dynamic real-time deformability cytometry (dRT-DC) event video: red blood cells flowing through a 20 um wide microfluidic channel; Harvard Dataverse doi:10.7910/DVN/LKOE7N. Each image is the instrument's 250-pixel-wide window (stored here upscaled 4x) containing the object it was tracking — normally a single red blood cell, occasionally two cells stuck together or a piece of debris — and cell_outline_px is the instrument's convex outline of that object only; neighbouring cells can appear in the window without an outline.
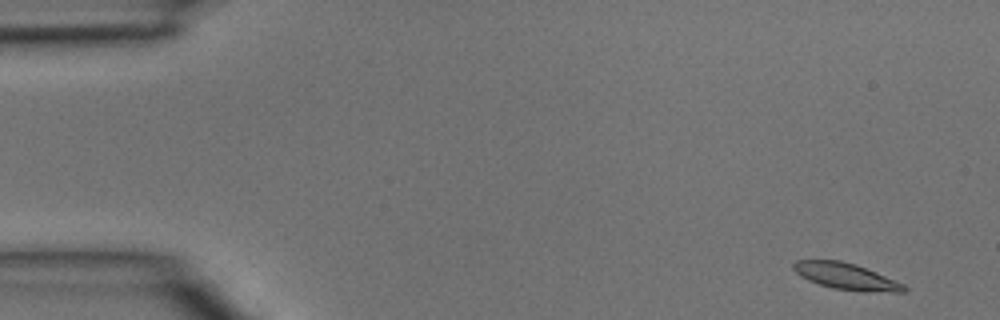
{"species": "common noctule bat (a hibernating species)", "species_latin": "Nyctalus noctula", "temperature_condition": "room temperature", "stored_images_in_passage": 4, "camera_frame_rate_fps": 3000, "um_per_image_px": 0.085, "animal": {"sex": "male", "body_mass_g": 15.6}, "frame": {"image": 1, "passage_image": 1, "time_ms": 0.0, "image_size_px": [1000, 320], "cell_outline_px": [[908, 288], [904, 292], [864, 292], [832, 288], [808, 280], [800, 276], [792, 268], [792, 264], [796, 260], [840, 260], [856, 264], [876, 272], [904, 284]], "centroid_in_image_um": [71.92, 23.49], "position_along_channel_um": 13.1, "area_um2": 17.11}}
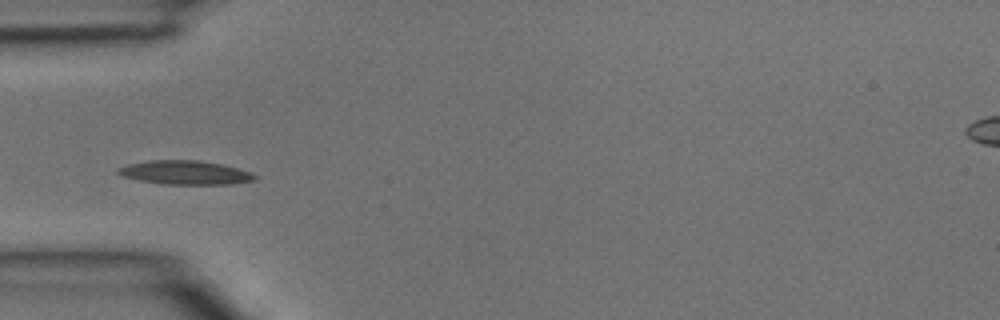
{"frame": {"image": 2, "passage_image": 4, "time_ms": 1.0, "image_size_px": [1000, 320], "cell_outline_px": [[260, 176], [256, 180], [232, 184], [164, 184], [140, 180], [124, 176], [116, 172], [116, 168], [128, 164], [152, 160], [200, 160], [220, 164], [236, 168]], "centroid_in_image_um": [15.75, 14.67], "position_along_channel_um": 69.2, "area_um2": 18.9}}